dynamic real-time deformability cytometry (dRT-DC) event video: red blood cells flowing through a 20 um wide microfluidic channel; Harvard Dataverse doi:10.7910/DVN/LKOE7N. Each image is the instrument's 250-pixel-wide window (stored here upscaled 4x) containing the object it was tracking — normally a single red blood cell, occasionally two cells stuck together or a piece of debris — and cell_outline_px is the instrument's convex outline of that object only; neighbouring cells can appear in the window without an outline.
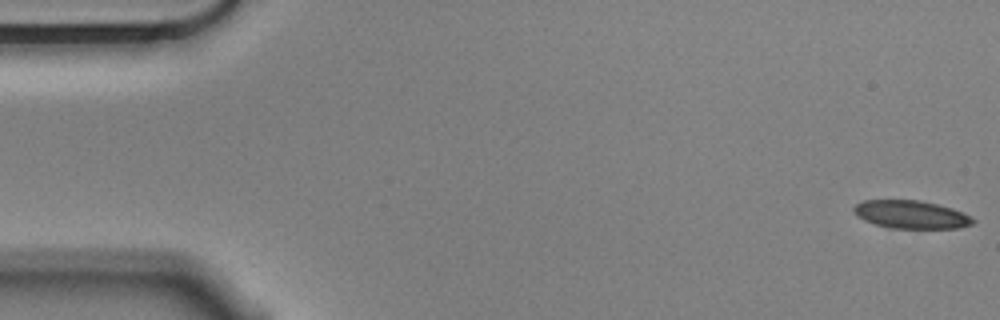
{"species": "Egyptian fruit bat (a non-hibernating species)", "species_latin": "Rousettus aegyptiacus", "temperature_condition": "cold", "stored_images_in_passage": 56, "camera_frame_rate_fps": 3000, "um_per_image_px": 0.085, "animal": {"sex": "male"}, "frame": {"image": 1, "passage_image": 1, "time_ms": 0.0, "image_size_px": [1000, 320], "cell_outline_px": [[976, 220], [972, 224], [960, 228], [892, 228], [876, 224], [864, 220], [856, 216], [852, 208], [856, 204], [864, 200], [920, 200], [952, 208], [972, 216]], "centroid_in_image_um": [77.45, 18.23], "position_along_channel_um": 7.5, "area_um2": 19.48}}
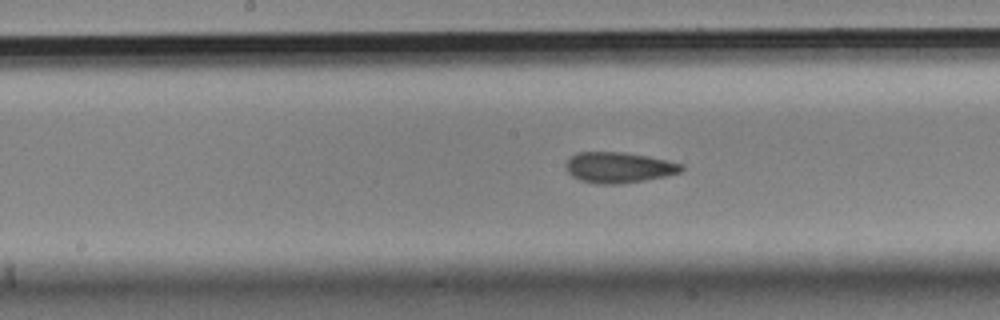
{"frame": {"image": 2, "passage_image": 28, "time_ms": 9.0, "image_size_px": [1000, 320], "cell_outline_px": [[684, 168], [680, 172], [668, 176], [620, 184], [596, 184], [580, 180], [572, 176], [568, 172], [564, 164], [576, 152], [624, 152], [648, 156], [684, 164]], "centroid_in_image_um": [52.6, 14.24], "position_along_channel_um": 195.6, "area_um2": 20.81}}
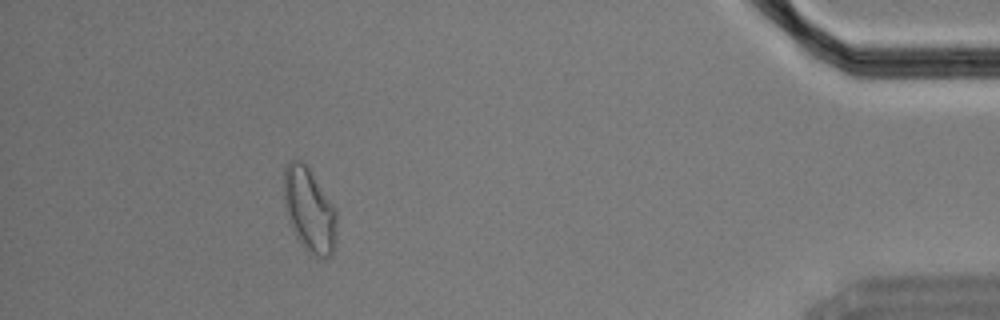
{"frame": {"image": 3, "passage_image": 51, "time_ms": 16.667, "image_size_px": [1000, 320], "cell_outline_px": [[336, 236], [332, 256], [312, 256], [300, 244], [288, 220], [284, 204], [284, 168], [292, 160], [300, 160], [308, 168], [336, 208]], "centroid_in_image_um": [26.29, 17.88], "position_along_channel_um": 408.9, "area_um2": 25.78}, "authors_computed_cell_mechanics": {"area_um2": 20.7502, "velocity_mm_per_s": 3.5268, "shape_relaxation_time_tau1_ms": 7.0025, "shape_relaxation_time_tau2_ms": 2.3958, "deformation_change_tau1": 0.1572, "deformation_change_tau2": 0.0802}}